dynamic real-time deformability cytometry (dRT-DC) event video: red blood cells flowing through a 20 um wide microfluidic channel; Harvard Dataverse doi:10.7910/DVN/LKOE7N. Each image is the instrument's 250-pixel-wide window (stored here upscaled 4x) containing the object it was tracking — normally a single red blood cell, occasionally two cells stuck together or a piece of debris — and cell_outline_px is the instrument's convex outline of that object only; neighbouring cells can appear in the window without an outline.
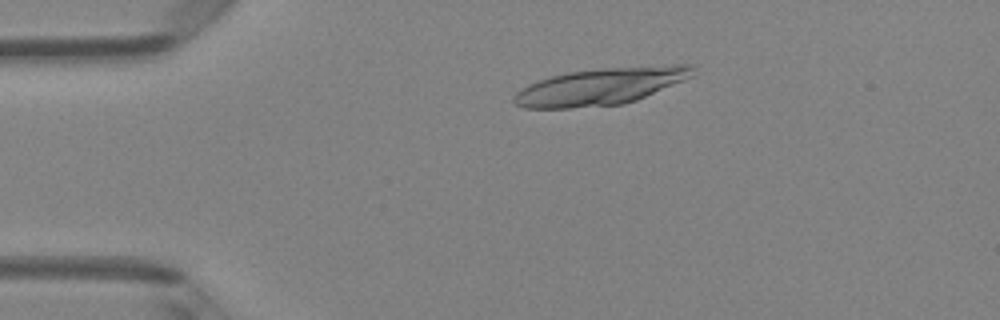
{"species": "Egyptian fruit bat (a non-hibernating species)", "species_latin": "Rousettus aegyptiacus", "temperature_condition": "room temperature", "stored_images_in_passage": 5, "camera_frame_rate_fps": 3000, "um_per_image_px": 0.085, "animal": {"sex": "female"}, "frame": {"image": 1, "passage_image": 3, "time_ms": 2.333, "image_size_px": [1000, 320], "cell_outline_px": [[692, 76], [684, 80], [636, 100], [624, 104], [568, 108], [524, 108], [516, 104], [512, 100], [512, 96], [516, 92], [528, 84], [552, 76], [568, 72], [604, 68], [672, 64], [688, 64], [692, 68]], "centroid_in_image_um": [51.02, 7.35], "position_along_channel_um": 34.0, "area_um2": 38.15}}